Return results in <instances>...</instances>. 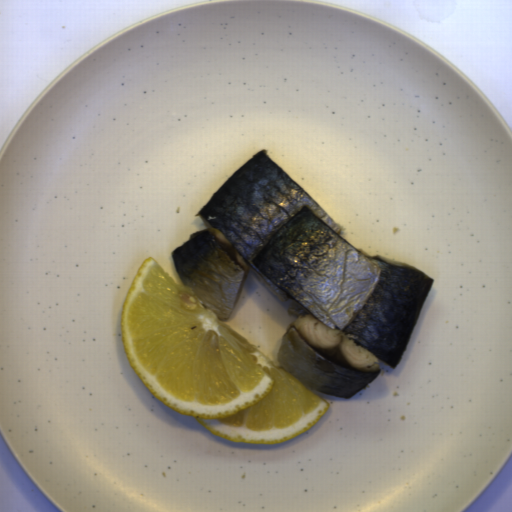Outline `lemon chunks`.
<instances>
[{"label":"lemon chunks","mask_w":512,"mask_h":512,"mask_svg":"<svg viewBox=\"0 0 512 512\" xmlns=\"http://www.w3.org/2000/svg\"><path fill=\"white\" fill-rule=\"evenodd\" d=\"M120 326L126 358L151 394L222 439L289 441L329 409L151 256L124 298Z\"/></svg>","instance_id":"1"}]
</instances>
